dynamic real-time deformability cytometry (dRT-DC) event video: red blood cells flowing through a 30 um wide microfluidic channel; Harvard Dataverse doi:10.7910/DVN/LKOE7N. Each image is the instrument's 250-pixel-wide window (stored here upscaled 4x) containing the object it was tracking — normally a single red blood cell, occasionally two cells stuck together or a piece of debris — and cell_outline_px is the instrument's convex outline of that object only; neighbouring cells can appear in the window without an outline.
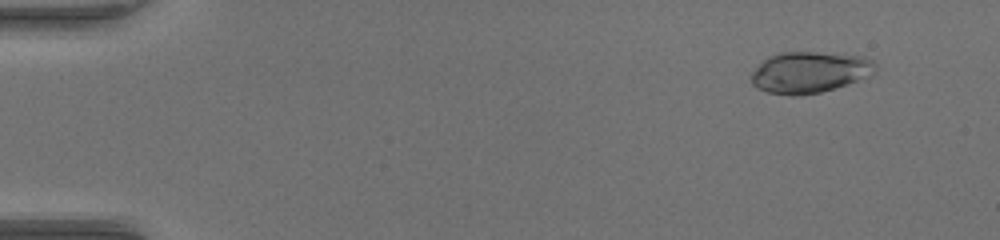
{"species": "common noctule bat (a hibernating species)", "species_latin": "Nyctalus noctula", "temperature_condition": "warm", "stored_images_in_passage": 52, "camera_frame_rate_fps": 3000, "um_per_image_px": 0.085, "animal": {"sex": "female", "body_mass_g": 17.0, "forearm_length_mm": 48.0}, "frame": {"image": 1, "passage_image": 5, "time_ms": 1.333, "image_size_px": [1000, 240], "cell_outline_px": [[876, 68], [872, 76], [820, 92], [800, 96], [792, 96], [768, 92], [756, 88], [752, 84], [752, 72], [768, 56], [780, 52], [816, 52], [860, 56], [872, 60], [876, 64]], "centroid_in_image_um": [68.81, 6.15], "position_along_channel_um": 16.2, "area_um2": 29.77}}
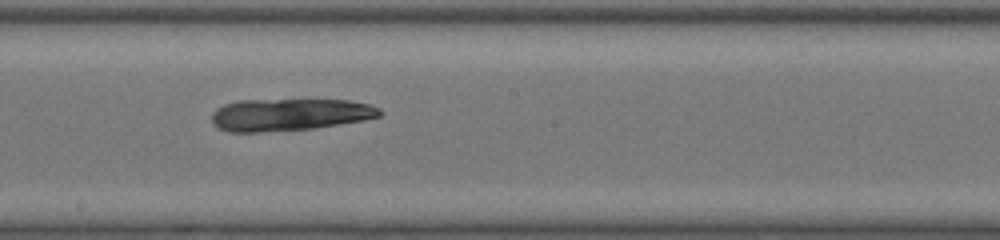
{"frame": {"image": 2, "passage_image": 30, "time_ms": 9.667, "image_size_px": [1000, 240], "cell_outline_px": [[384, 112], [380, 116], [364, 120], [316, 128], [256, 132], [228, 132], [216, 128], [212, 124], [212, 112], [216, 108], [224, 104], [240, 100], [352, 100], [368, 104], [380, 108]], "centroid_in_image_um": [24.6, 9.74], "position_along_channel_um": 223.6, "area_um2": 31.73}}
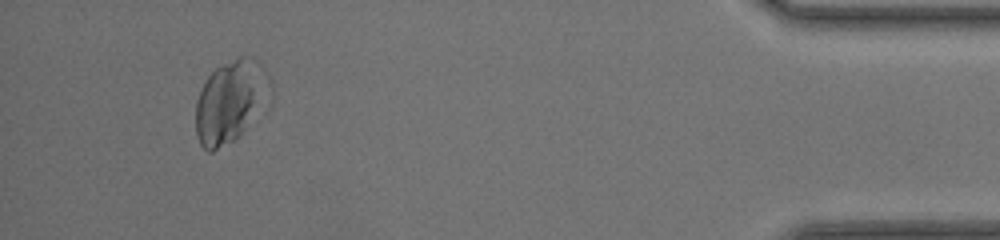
{"frame": {"image": 3, "passage_image": 49, "time_ms": 16.0, "image_size_px": [1000, 240], "cell_outline_px": [[272, 96], [268, 108], [232, 140], [212, 152], [208, 152], [200, 144], [196, 136], [196, 100], [208, 76], [216, 68], [240, 56], [244, 56], [260, 60], [268, 72], [272, 80]], "centroid_in_image_um": [19.68, 8.59], "position_along_channel_um": 415.5, "area_um2": 36.41}}